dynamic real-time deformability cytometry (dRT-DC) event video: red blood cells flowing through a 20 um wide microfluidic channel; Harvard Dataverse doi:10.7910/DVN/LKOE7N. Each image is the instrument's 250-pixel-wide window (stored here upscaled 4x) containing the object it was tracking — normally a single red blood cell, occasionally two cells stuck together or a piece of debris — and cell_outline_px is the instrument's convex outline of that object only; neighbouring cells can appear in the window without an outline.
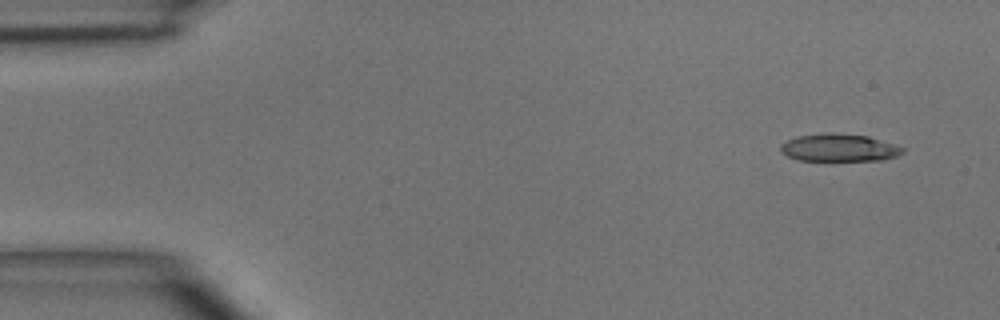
{"species": "common noctule bat (a hibernating species)", "species_latin": "Nyctalus noctula", "temperature_condition": "room temperature", "stored_images_in_passage": 4, "camera_frame_rate_fps": 3000, "um_per_image_px": 0.085, "animal": {"sex": "male", "body_mass_g": 15.6}, "frame": {"image": 1, "passage_image": 1, "time_ms": 0.0, "image_size_px": [1000, 320], "cell_outline_px": [[904, 152], [896, 156], [884, 160], [796, 160], [780, 152], [780, 144], [796, 136], [868, 136], [904, 148]], "centroid_in_image_um": [71.32, 12.61], "position_along_channel_um": 13.7, "area_um2": 18.5}}
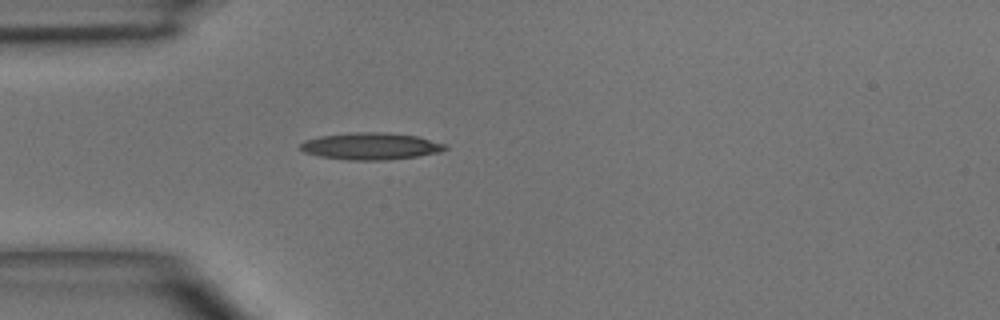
{"frame": {"image": 2, "passage_image": 4, "time_ms": 3.333, "image_size_px": [1000, 320], "cell_outline_px": [[448, 148], [440, 152], [416, 156], [388, 160], [348, 160], [320, 156], [304, 152], [300, 148], [300, 144], [304, 140], [320, 136], [352, 132], [388, 132], [416, 136], [448, 144]], "centroid_in_image_um": [31.53, 12.42], "position_along_channel_um": 53.5, "area_um2": 22.83}}